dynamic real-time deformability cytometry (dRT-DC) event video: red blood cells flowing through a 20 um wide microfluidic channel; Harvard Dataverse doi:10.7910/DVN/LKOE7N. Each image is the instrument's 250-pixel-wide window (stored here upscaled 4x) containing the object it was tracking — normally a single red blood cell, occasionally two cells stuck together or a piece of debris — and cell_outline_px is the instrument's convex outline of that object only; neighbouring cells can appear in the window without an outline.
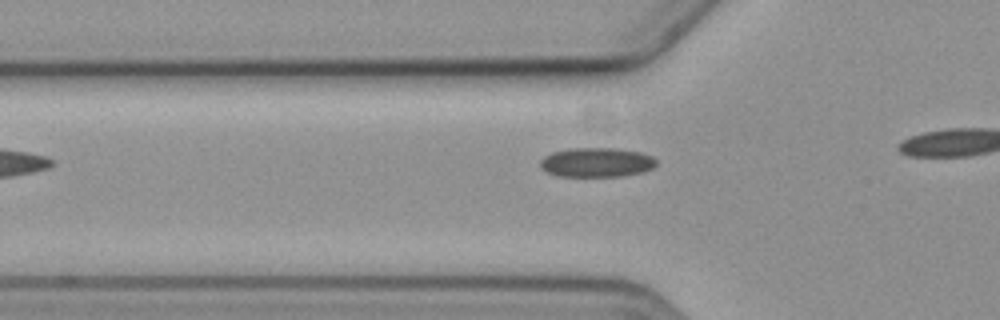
{"species": "common noctule bat (a hibernating species)", "species_latin": "Nyctalus noctula", "temperature_condition": "cold", "stored_images_in_passage": 5, "camera_frame_rate_fps": 3000, "um_per_image_px": 0.085, "animal": {"sex": "female", "body_mass_g": 19.3, "forearm_length_mm": 54.1}, "frame": {"image": 1, "passage_image": 5, "time_ms": 4.667, "image_size_px": [1000, 320], "cell_outline_px": [[656, 164], [652, 168], [644, 172], [624, 176], [560, 176], [548, 172], [540, 168], [540, 160], [544, 156], [552, 152], [572, 148], [616, 148], [640, 152], [652, 156], [656, 160]], "centroid_in_image_um": [50.72, 13.8], "position_along_channel_um": 75.1, "area_um2": 19.94}}